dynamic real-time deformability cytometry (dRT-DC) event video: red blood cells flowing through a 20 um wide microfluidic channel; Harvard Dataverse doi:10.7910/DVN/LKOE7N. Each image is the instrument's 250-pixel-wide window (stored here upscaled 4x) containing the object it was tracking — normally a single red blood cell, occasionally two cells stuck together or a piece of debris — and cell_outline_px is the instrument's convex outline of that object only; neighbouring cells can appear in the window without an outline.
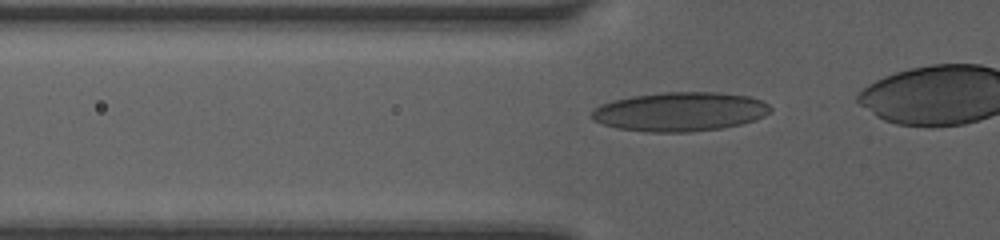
{"species": "human", "species_latin": "Homo sapiens", "temperature_condition": "room temperature", "stored_images_in_passage": 42, "camera_frame_rate_fps": 3000, "um_per_image_px": 0.085, "donor": {"sex": "female"}, "frame": {"image": 1, "passage_image": 13, "time_ms": 4.667, "image_size_px": [1000, 240], "cell_outline_px": [[772, 108], [764, 116], [756, 120], [724, 128], [688, 132], [648, 132], [616, 128], [592, 120], [588, 116], [592, 108], [600, 104], [612, 100], [632, 96], [660, 92], [720, 92], [748, 96], [760, 100], [768, 104]], "centroid_in_image_um": [57.75, 9.49], "position_along_channel_um": 68.1, "area_um2": 41.15}}
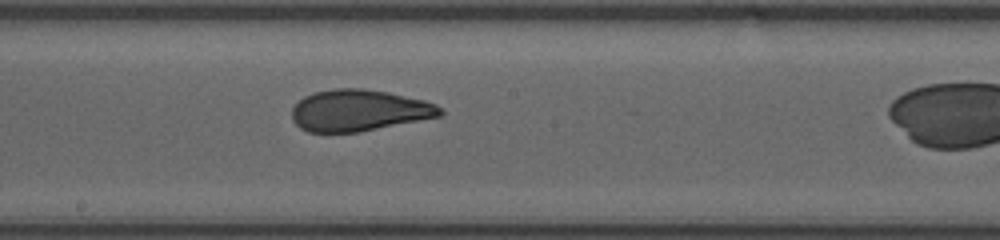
{"frame": {"image": 2, "passage_image": 27, "time_ms": 8.333, "image_size_px": [1000, 240], "cell_outline_px": [[444, 112], [440, 116], [360, 132], [308, 132], [300, 128], [292, 120], [292, 108], [304, 96], [316, 92], [332, 88], [364, 88], [388, 92], [424, 100], [436, 104]], "centroid_in_image_um": [30.5, 9.38], "position_along_channel_um": 217.7, "area_um2": 35.84}}
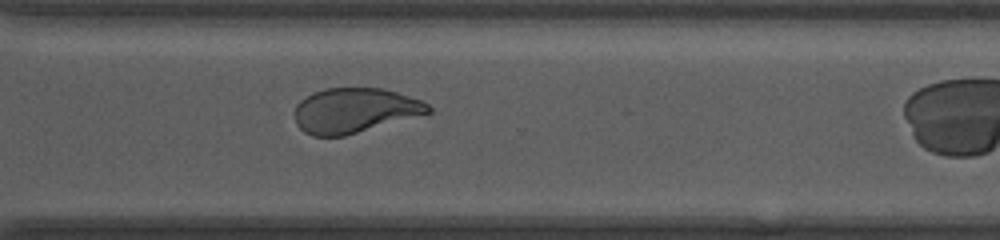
{"frame": {"image": 3, "passage_image": 40, "time_ms": 11.333, "image_size_px": [1000, 240], "cell_outline_px": [[432, 112], [344, 136], [312, 136], [304, 132], [296, 124], [296, 104], [300, 100], [312, 92], [324, 88], [384, 88], [420, 100], [428, 104], [432, 108]], "centroid_in_image_um": [30.12, 9.38], "position_along_channel_um": 340.5, "area_um2": 34.8}}